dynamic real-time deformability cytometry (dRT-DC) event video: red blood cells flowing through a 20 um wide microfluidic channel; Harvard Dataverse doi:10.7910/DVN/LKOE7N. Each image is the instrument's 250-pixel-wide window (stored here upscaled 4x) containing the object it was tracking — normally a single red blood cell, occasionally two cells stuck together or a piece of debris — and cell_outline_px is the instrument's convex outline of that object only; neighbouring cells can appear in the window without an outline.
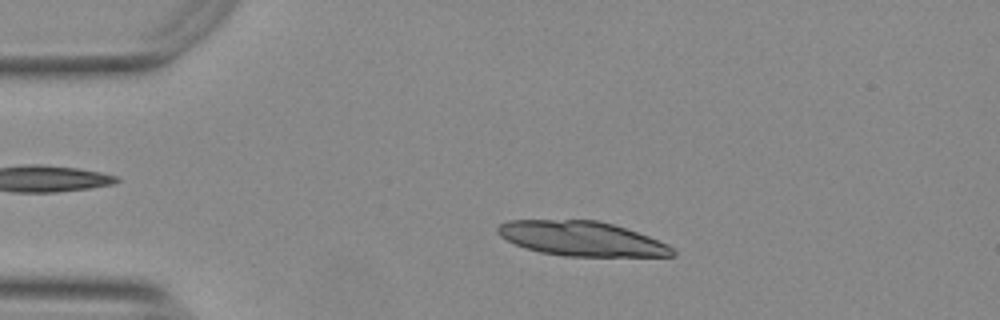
{"species": "Egyptian fruit bat (a non-hibernating species)", "species_latin": "Rousettus aegyptiacus", "temperature_condition": "warm", "stored_images_in_passage": 53, "segment_of_instrument_passage": [1, 2], "camera_frame_rate_fps": 3000, "um_per_image_px": 0.085, "animal": {"sex": "female"}, "frame": {"image": 1, "passage_image": 11, "time_ms": 3.333, "image_size_px": [1000, 320], "cell_outline_px": [[676, 256], [564, 256], [540, 252], [516, 244], [500, 236], [496, 232], [496, 228], [500, 224], [508, 220], [596, 220], [612, 224], [648, 236], [668, 244], [676, 252]], "centroid_in_image_um": [49.43, 20.28], "position_along_channel_um": 35.6, "area_um2": 34.97}}